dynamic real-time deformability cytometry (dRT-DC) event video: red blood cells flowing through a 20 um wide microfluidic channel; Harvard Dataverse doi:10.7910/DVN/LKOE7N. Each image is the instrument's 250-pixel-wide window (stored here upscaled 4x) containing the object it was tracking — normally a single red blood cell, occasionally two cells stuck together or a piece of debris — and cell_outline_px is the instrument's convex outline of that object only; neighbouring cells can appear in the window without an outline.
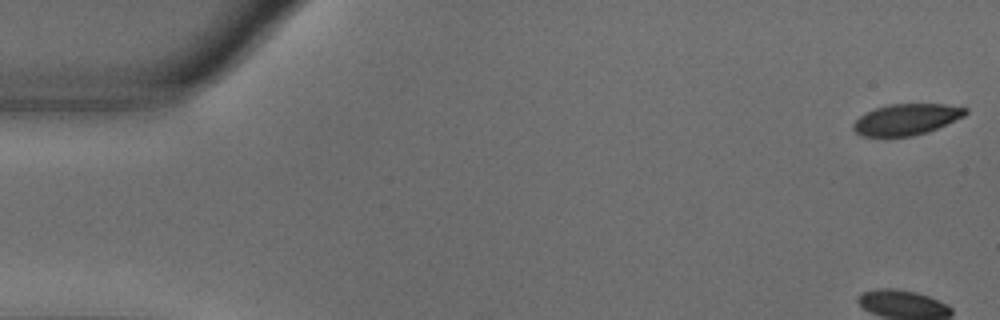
{"species": "common noctule bat (a hibernating species)", "species_latin": "Nyctalus noctula", "temperature_condition": "warm", "stored_images_in_passage": 16, "camera_frame_rate_fps": 3000, "um_per_image_px": 0.085, "animal": {"sex": "male", "body_mass_g": 18.8}, "frame": {"image": 1, "passage_image": 1, "time_ms": 0.0, "image_size_px": [1000, 320], "cell_outline_px": [[968, 112], [964, 116], [928, 132], [912, 136], [864, 136], [856, 132], [852, 128], [852, 124], [860, 116], [876, 108], [888, 104], [944, 104], [968, 108]], "centroid_in_image_um": [77.06, 10.14], "position_along_channel_um": 7.9, "area_um2": 20.17}}